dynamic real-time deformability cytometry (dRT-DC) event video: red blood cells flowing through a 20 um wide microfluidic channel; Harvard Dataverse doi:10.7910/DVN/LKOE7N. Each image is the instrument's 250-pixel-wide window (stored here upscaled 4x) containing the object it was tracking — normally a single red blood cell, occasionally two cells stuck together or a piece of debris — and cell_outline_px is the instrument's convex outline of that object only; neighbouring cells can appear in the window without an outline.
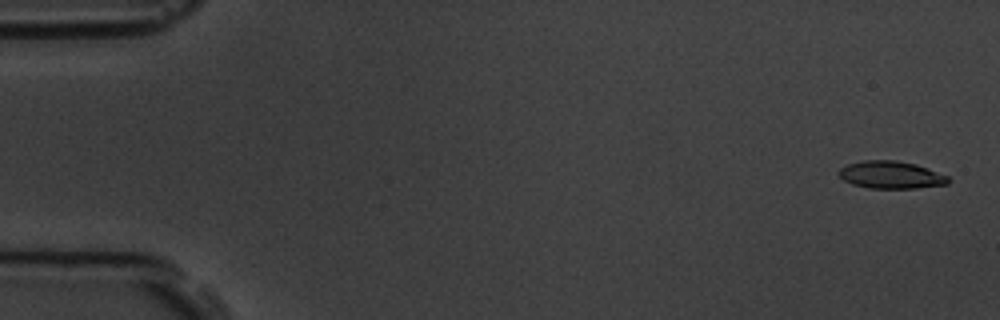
{"species": "common noctule bat (a hibernating species)", "species_latin": "Nyctalus noctula", "temperature_condition": "room temperature", "stored_images_in_passage": 6, "segment_of_instrument_passage": [1, 2], "camera_frame_rate_fps": 3000, "um_per_image_px": 0.085, "animal": {"sex": "male", "body_mass_g": 19.5, "forearm_length_mm": 54.6}, "frame": {"image": 1, "passage_image": 1, "time_ms": 0.0, "image_size_px": [1000, 320], "cell_outline_px": [[952, 180], [948, 184], [916, 188], [868, 188], [852, 184], [844, 180], [836, 172], [840, 168], [848, 164], [864, 160], [896, 160], [916, 164], [948, 176]], "centroid_in_image_um": [75.73, 14.86], "position_along_channel_um": 9.3, "area_um2": 17.57}}
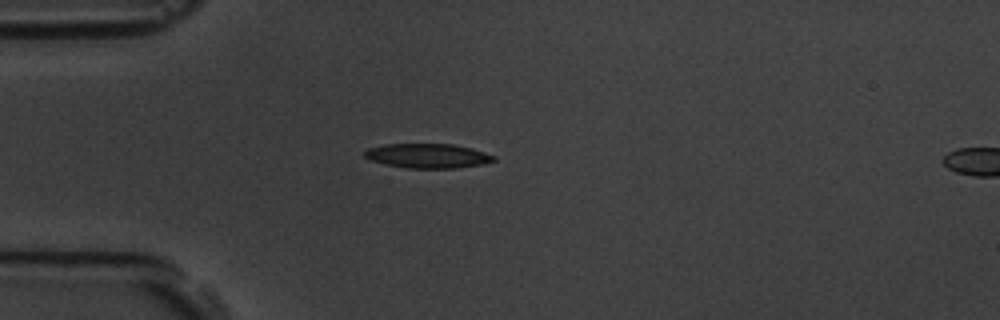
{"frame": {"image": 2, "passage_image": 5, "time_ms": 4.333, "image_size_px": [1000, 320], "cell_outline_px": [[496, 160], [480, 164], [456, 168], [408, 168], [384, 164], [372, 160], [364, 156], [364, 152], [368, 148], [384, 144], [452, 144], [472, 148], [496, 156]], "centroid_in_image_um": [36.35, 13.24], "position_along_channel_um": 48.6, "area_um2": 18.32}}